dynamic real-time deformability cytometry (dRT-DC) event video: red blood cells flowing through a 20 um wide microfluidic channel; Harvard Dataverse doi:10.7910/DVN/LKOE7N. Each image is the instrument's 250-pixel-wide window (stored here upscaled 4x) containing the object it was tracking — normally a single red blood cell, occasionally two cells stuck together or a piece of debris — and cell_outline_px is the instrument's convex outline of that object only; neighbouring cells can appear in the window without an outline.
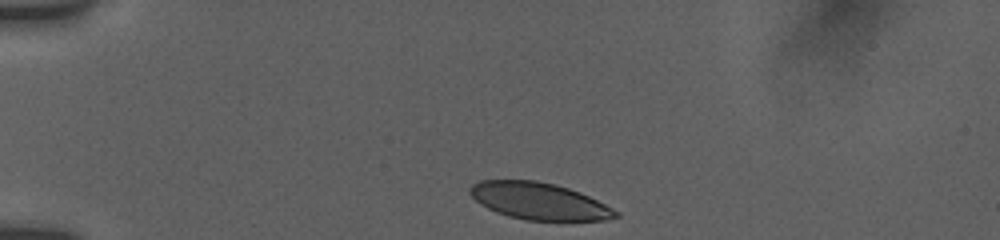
{"species": "human", "species_latin": "Homo sapiens", "temperature_condition": "room temperature", "stored_images_in_passage": 36, "camera_frame_rate_fps": 3000, "um_per_image_px": 0.085, "donor": {"sex": "female"}, "frame": {"image": 1, "passage_image": 1, "time_ms": 0.0, "image_size_px": [1000, 240], "cell_outline_px": [[620, 216], [608, 220], [524, 220], [508, 216], [496, 212], [480, 204], [468, 192], [468, 188], [472, 184], [480, 180], [536, 180], [556, 184], [580, 192], [620, 212]], "centroid_in_image_um": [45.8, 17.09], "position_along_channel_um": 39.2, "area_um2": 31.39}}
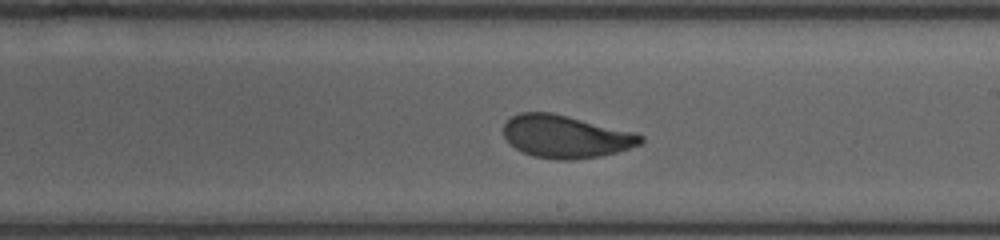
{"frame": {"image": 2, "passage_image": 21, "time_ms": 6.667, "image_size_px": [1000, 240], "cell_outline_px": [[644, 140], [640, 144], [616, 152], [600, 156], [568, 160], [556, 160], [532, 156], [508, 144], [504, 136], [504, 124], [512, 116], [520, 112], [552, 112], [636, 132], [644, 136]], "centroid_in_image_um": [48.08, 11.6], "position_along_channel_um": 240.9, "area_um2": 34.22}}
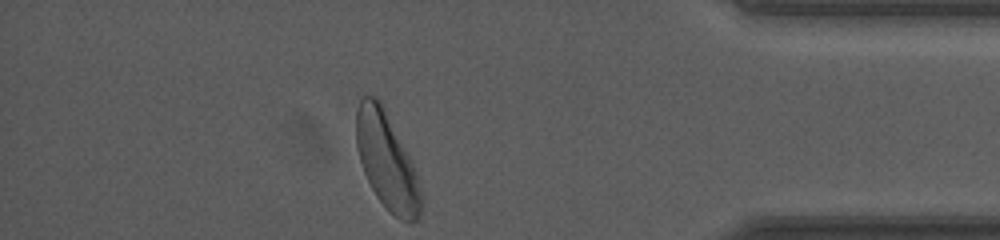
{"frame": {"image": 3, "passage_image": 36, "time_ms": 11.667, "image_size_px": [1000, 240], "cell_outline_px": [[424, 200], [420, 216], [416, 220], [400, 220], [376, 196], [364, 172], [360, 160], [356, 144], [356, 108], [360, 100], [364, 96], [376, 96], [380, 100], [412, 160], [416, 168], [424, 196]], "centroid_in_image_um": [32.92, 13.68], "position_along_channel_um": 402.3, "area_um2": 36.65}, "authors_computed_cell_mechanics": {"area_um2": 34.102, "velocity_mm_per_s": 3.8147, "shape_relaxation_time_tau1_ms": 3.4868, "shape_relaxation_time_tau2_ms": 0.7668, "deformation_change_tau1": 0.1557, "deformation_change_tau2": 0.0645}}